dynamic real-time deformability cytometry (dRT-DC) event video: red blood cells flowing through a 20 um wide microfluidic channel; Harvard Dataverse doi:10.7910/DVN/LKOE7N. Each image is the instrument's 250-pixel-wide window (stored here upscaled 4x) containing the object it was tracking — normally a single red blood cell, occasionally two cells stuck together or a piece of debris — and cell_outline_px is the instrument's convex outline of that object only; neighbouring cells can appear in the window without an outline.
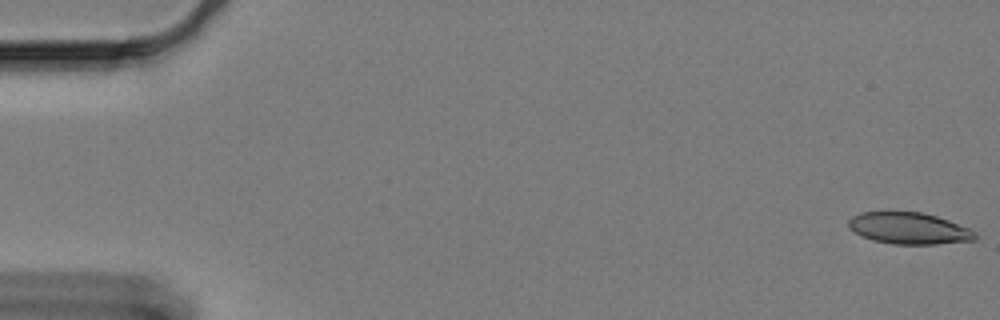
{"species": "Egyptian fruit bat (a non-hibernating species)", "species_latin": "Rousettus aegyptiacus", "temperature_condition": "cold", "stored_images_in_passage": 57, "camera_frame_rate_fps": 3000, "um_per_image_px": 0.085, "animal": {"sex": "female"}, "frame": {"image": 1, "passage_image": 1, "time_ms": 0.0, "image_size_px": [1000, 320], "cell_outline_px": [[976, 240], [936, 244], [892, 244], [872, 240], [848, 228], [848, 220], [852, 216], [860, 212], [920, 212], [936, 216], [972, 228], [976, 232]], "centroid_in_image_um": [77.29, 19.41], "position_along_channel_um": 7.7, "area_um2": 23.35}}
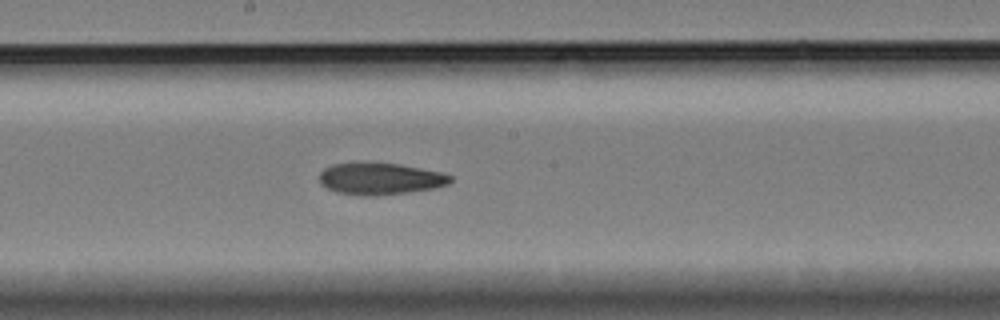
{"frame": {"image": 2, "passage_image": 33, "time_ms": 10.667, "image_size_px": [1000, 320], "cell_outline_px": [[452, 180], [448, 184], [432, 188], [408, 192], [368, 196], [360, 196], [336, 192], [320, 184], [320, 172], [324, 168], [332, 164], [400, 164], [444, 172], [452, 176]], "centroid_in_image_um": [32.33, 15.2], "position_along_channel_um": 215.9, "area_um2": 23.93}}
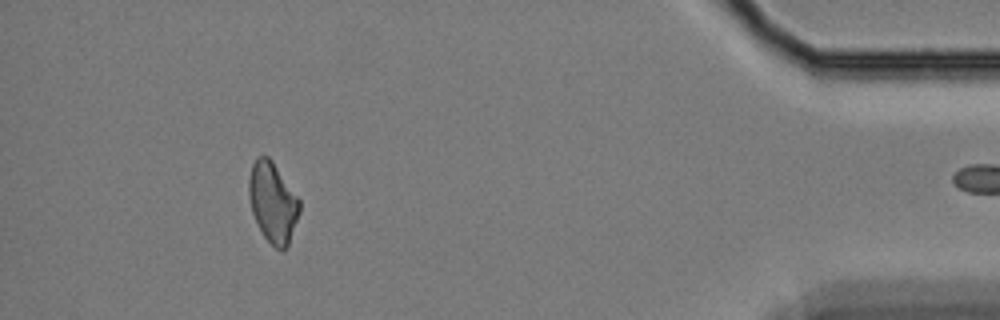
{"frame": {"image": 3, "passage_image": 56, "time_ms": 18.333, "image_size_px": [1000, 320], "cell_outline_px": [[300, 212], [288, 248], [276, 248], [264, 236], [252, 212], [248, 192], [248, 180], [252, 164], [256, 156], [268, 156], [272, 160], [300, 200]], "centroid_in_image_um": [23.19, 17.18], "position_along_channel_um": 412.0, "area_um2": 23.58}}